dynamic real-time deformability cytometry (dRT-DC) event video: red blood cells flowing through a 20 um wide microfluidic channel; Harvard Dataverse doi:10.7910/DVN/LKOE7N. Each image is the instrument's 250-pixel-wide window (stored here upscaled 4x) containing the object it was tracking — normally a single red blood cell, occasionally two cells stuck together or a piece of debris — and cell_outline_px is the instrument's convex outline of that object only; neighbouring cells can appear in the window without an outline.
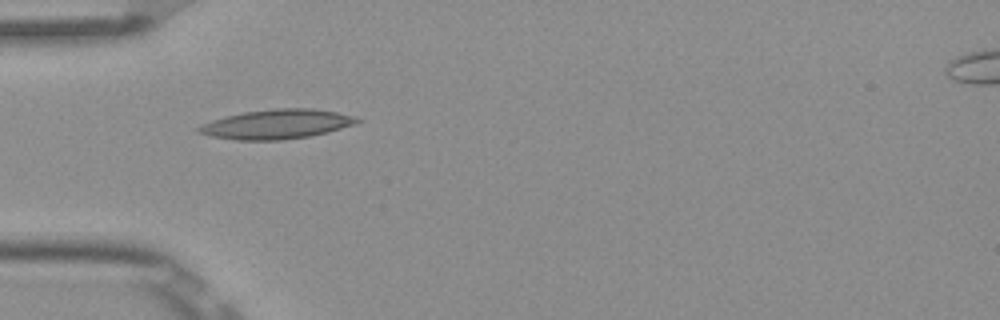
{"species": "Egyptian fruit bat (a non-hibernating species)", "species_latin": "Rousettus aegyptiacus", "temperature_condition": "room temperature", "stored_images_in_passage": 2, "camera_frame_rate_fps": 3000, "um_per_image_px": 0.085, "frame": {"image": 1, "passage_image": 1, "time_ms": 0.0, "image_size_px": [1000, 320], "cell_outline_px": [[360, 120], [352, 124], [328, 132], [308, 136], [280, 140], [236, 140], [212, 136], [196, 132], [196, 128], [200, 124], [212, 120], [244, 112], [276, 108], [312, 108], [336, 112], [356, 116]], "centroid_in_image_um": [23.48, 10.55], "position_along_channel_um": 61.5, "area_um2": 26.93}}
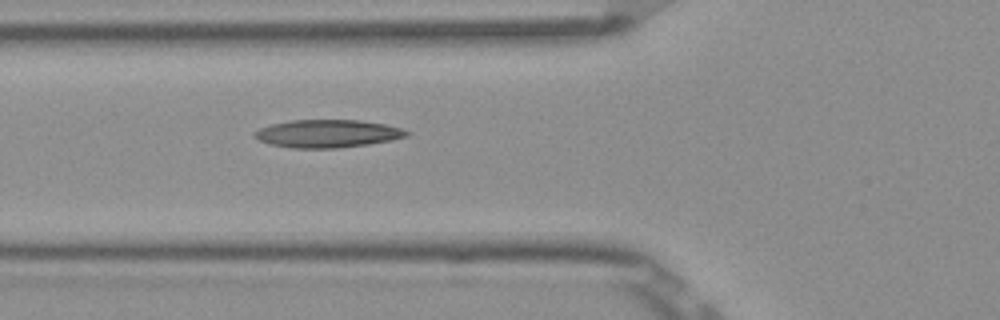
{"frame": {"image": 2, "passage_image": 2, "time_ms": 0.333, "image_size_px": [1000, 320], "cell_outline_px": [[412, 132], [408, 136], [392, 140], [368, 144], [336, 148], [292, 148], [268, 144], [252, 136], [252, 132], [260, 128], [272, 124], [292, 120], [360, 120], [384, 124], [400, 128]], "centroid_in_image_um": [27.83, 11.36], "position_along_channel_um": 98.0, "area_um2": 24.74}}